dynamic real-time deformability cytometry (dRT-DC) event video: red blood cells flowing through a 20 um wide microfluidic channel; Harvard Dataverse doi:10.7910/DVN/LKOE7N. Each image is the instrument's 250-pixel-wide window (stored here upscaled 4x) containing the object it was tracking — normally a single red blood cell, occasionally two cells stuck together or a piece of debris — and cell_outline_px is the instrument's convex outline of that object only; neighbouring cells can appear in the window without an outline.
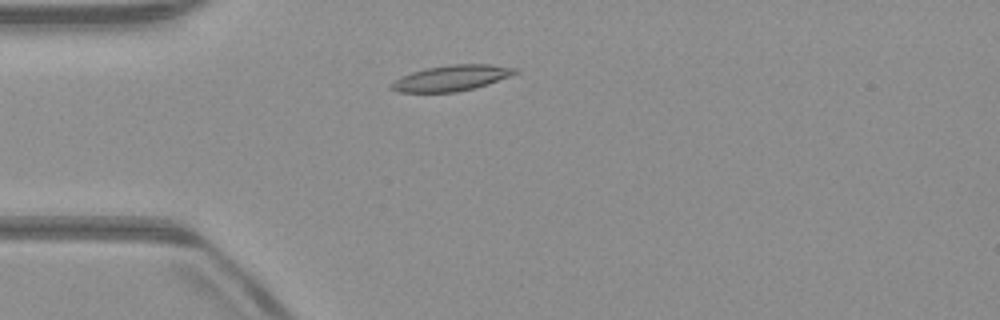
{"species": "common noctule bat (a hibernating species)", "species_latin": "Nyctalus noctula", "temperature_condition": "warm", "stored_images_in_passage": 47, "camera_frame_rate_fps": 3000, "um_per_image_px": 0.085, "animal": {"sex": "male", "body_mass_g": 23.1, "forearm_length_mm": 52.7}, "frame": {"image": 1, "passage_image": 9, "time_ms": 2.667, "image_size_px": [1000, 320], "cell_outline_px": [[520, 72], [488, 84], [476, 88], [456, 92], [400, 92], [388, 88], [388, 84], [412, 72], [424, 68], [452, 64], [492, 64], [520, 68]], "centroid_in_image_um": [38.42, 6.63], "position_along_channel_um": 46.6, "area_um2": 18.73}}
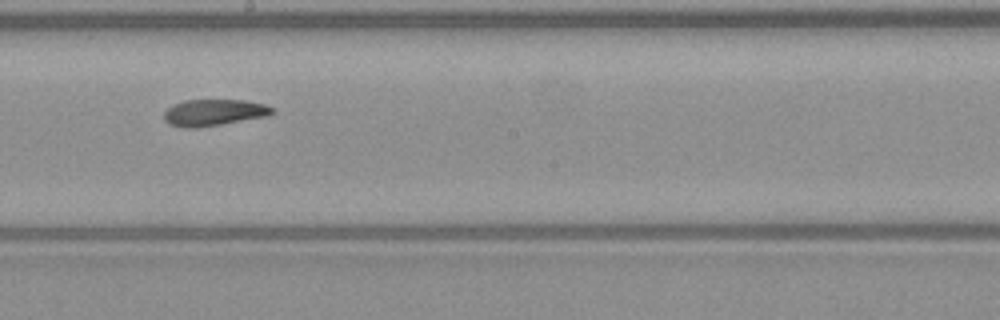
{"frame": {"image": 2, "passage_image": 24, "time_ms": 7.667, "image_size_px": [1000, 320], "cell_outline_px": [[276, 112], [268, 116], [196, 128], [184, 128], [168, 124], [164, 120], [164, 112], [172, 104], [184, 100], [244, 100], [264, 104], [276, 108]], "centroid_in_image_um": [18.19, 9.56], "position_along_channel_um": 230.0, "area_um2": 16.88}}
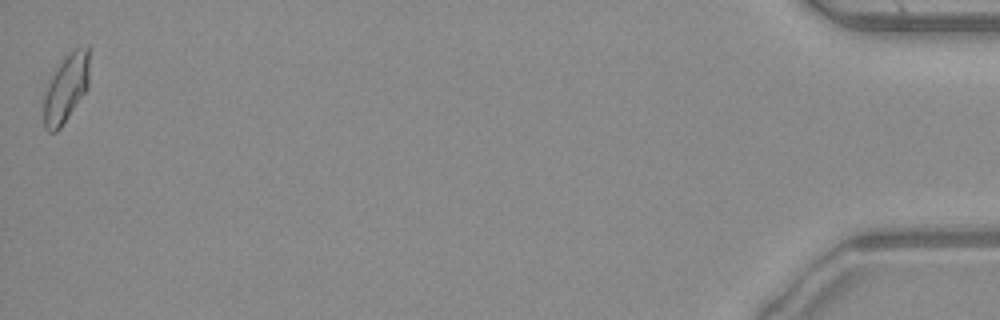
{"frame": {"image": 3, "passage_image": 47, "time_ms": 15.333, "image_size_px": [1000, 320], "cell_outline_px": [[88, 88], [60, 128], [56, 132], [48, 132], [44, 128], [44, 96], [48, 84], [56, 68], [64, 56], [68, 52], [76, 48], [88, 44]], "centroid_in_image_um": [5.61, 7.48], "position_along_channel_um": 429.6, "area_um2": 17.98}, "authors_computed_cell_mechanics": {"area_um2": 17.5134, "velocity_mm_per_s": 3.9721, "shape_relaxation_time_tau1_ms": null, "shape_relaxation_time_tau2_ms": 5.2352, "deformation_change_tau1": null, "deformation_change_tau2": 0.1221}}